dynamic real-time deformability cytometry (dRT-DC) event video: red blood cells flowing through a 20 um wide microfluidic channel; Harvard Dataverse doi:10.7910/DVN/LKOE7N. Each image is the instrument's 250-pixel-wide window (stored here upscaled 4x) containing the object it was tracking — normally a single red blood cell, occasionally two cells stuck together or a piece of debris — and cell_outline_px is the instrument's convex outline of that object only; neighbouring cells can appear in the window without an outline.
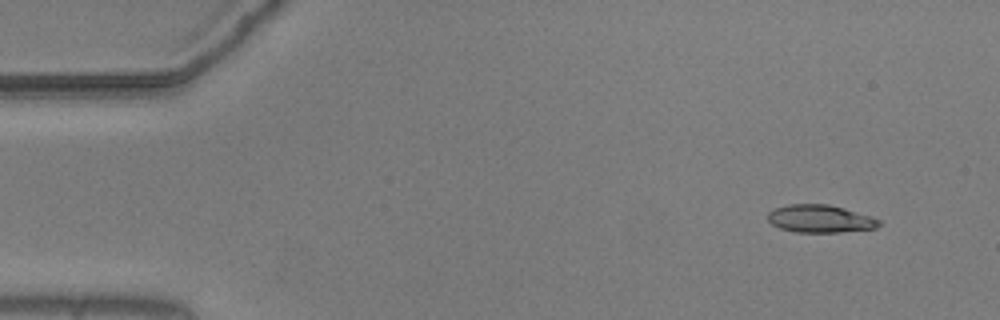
{"species": "common noctule bat (a hibernating species)", "species_latin": "Nyctalus noctula", "temperature_condition": "warm", "stored_images_in_passage": 55, "camera_frame_rate_fps": 3000, "um_per_image_px": 0.085, "animal": {"sex": "male", "body_mass_g": 20.5, "forearm_length_mm": 52.5}, "frame": {"image": 1, "passage_image": 5, "time_ms": 1.333, "image_size_px": [1000, 320], "cell_outline_px": [[880, 224], [876, 228], [840, 232], [796, 232], [780, 228], [772, 224], [768, 220], [768, 212], [776, 208], [788, 204], [828, 204], [844, 208], [872, 216], [880, 220]], "centroid_in_image_um": [69.72, 18.59], "position_along_channel_um": 15.3, "area_um2": 17.92}}
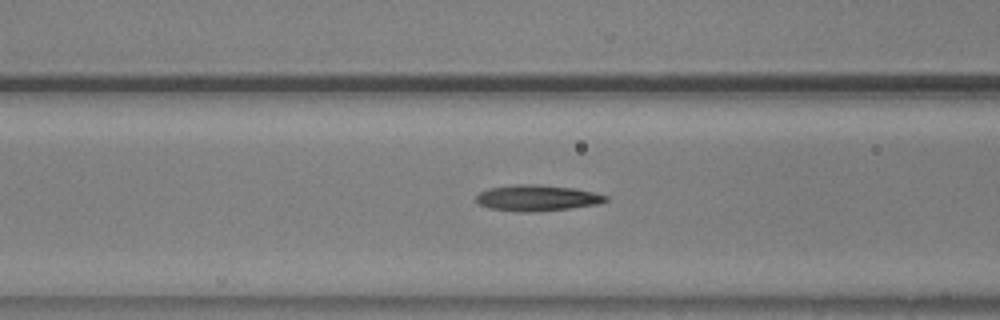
{"frame": {"image": 2, "passage_image": 22, "time_ms": 7.0, "image_size_px": [1000, 320], "cell_outline_px": [[608, 200], [596, 204], [568, 208], [532, 212], [516, 212], [488, 208], [480, 204], [476, 200], [476, 196], [480, 192], [488, 188], [516, 184], [536, 184], [572, 188], [592, 192], [608, 196]], "centroid_in_image_um": [45.59, 16.82], "position_along_channel_um": 121.0, "area_um2": 19.48}}
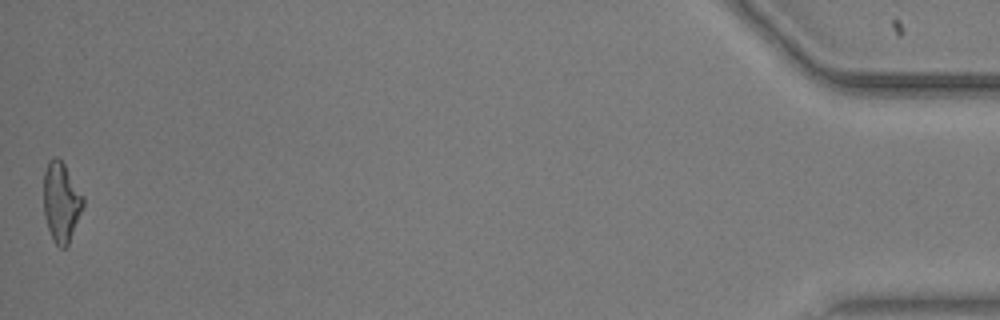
{"frame": {"image": 3, "passage_image": 55, "time_ms": 18.0, "image_size_px": [1000, 320], "cell_outline_px": [[84, 204], [68, 244], [64, 248], [60, 248], [56, 244], [48, 228], [44, 216], [44, 172], [48, 160], [52, 156], [56, 156], [64, 164], [84, 196]], "centroid_in_image_um": [5.2, 17.13], "position_along_channel_um": 430.0, "area_um2": 18.21}, "authors_computed_cell_mechanics": {"area_um2": 18.3804, "velocity_mm_per_s": 3.6946, "shape_relaxation_time_tau1_ms": 4.3675, "shape_relaxation_time_tau2_ms": 4.5778, "deformation_change_tau1": 0.1769, "deformation_change_tau2": 0.1461}}